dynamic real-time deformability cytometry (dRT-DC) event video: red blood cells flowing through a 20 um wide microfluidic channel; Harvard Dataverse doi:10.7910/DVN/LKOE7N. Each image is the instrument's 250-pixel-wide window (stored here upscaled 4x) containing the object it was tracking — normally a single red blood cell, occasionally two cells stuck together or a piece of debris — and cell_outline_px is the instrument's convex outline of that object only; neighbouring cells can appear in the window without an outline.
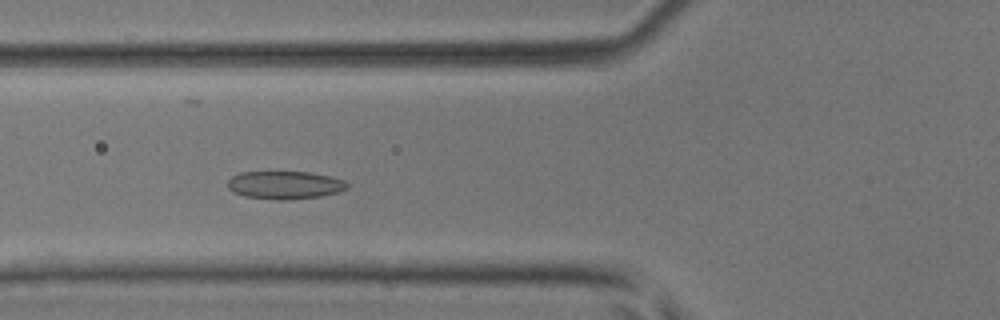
{"species": "common noctule bat (a hibernating species)", "species_latin": "Nyctalus noctula", "temperature_condition": "room temperature", "stored_images_in_passage": 48, "camera_frame_rate_fps": 3000, "um_per_image_px": 0.085, "animal": {"sex": "male", "body_mass_g": 17.9, "forearm_length_mm": 54.2}, "frame": {"image": 1, "passage_image": 17, "time_ms": 5.333, "image_size_px": [1000, 320], "cell_outline_px": [[348, 188], [336, 192], [320, 196], [288, 200], [276, 200], [244, 196], [232, 192], [228, 188], [228, 180], [232, 176], [240, 172], [312, 172], [344, 180], [348, 184]], "centroid_in_image_um": [24.18, 15.73], "position_along_channel_um": 101.6, "area_um2": 19.48}}
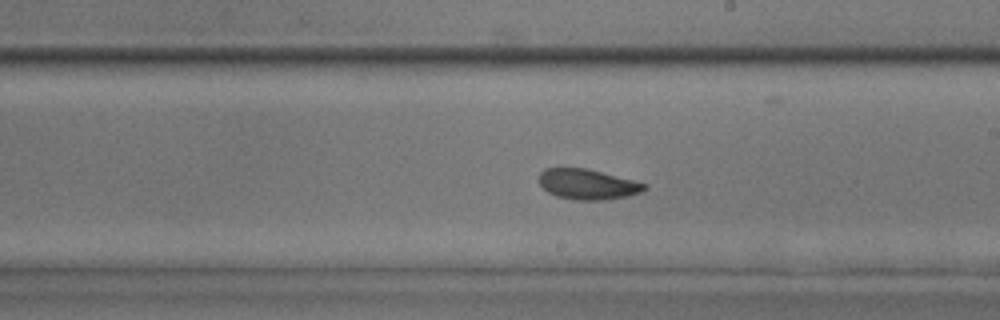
{"frame": {"image": 2, "passage_image": 27, "time_ms": 8.667, "image_size_px": [1000, 320], "cell_outline_px": [[648, 188], [640, 192], [628, 196], [600, 200], [576, 200], [556, 196], [548, 192], [540, 184], [540, 172], [544, 168], [584, 168], [648, 184]], "centroid_in_image_um": [49.94, 15.67], "position_along_channel_um": 239.1, "area_um2": 18.38}}
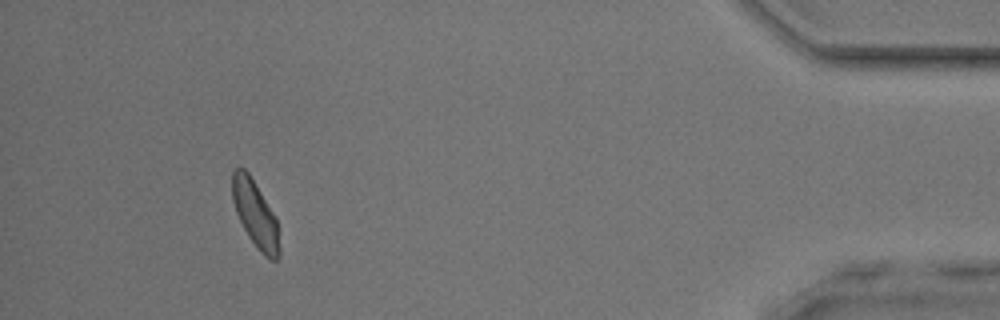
{"frame": {"image": 3, "passage_image": 44, "time_ms": 14.333, "image_size_px": [1000, 320], "cell_outline_px": [[280, 256], [276, 260], [272, 260], [264, 256], [260, 252], [248, 236], [236, 212], [232, 200], [232, 172], [236, 168], [244, 168], [248, 172], [272, 212], [276, 220], [280, 248]], "centroid_in_image_um": [21.69, 18.23], "position_along_channel_um": 413.5, "area_um2": 17.92}, "authors_computed_cell_mechanics": {"area_um2": 19.363, "velocity_mm_per_s": 4.1448, "shape_relaxation_time_tau1_ms": 3.083, "shape_relaxation_time_tau2_ms": 2.5061, "deformation_change_tau1": 0.0875, "deformation_change_tau2": 0.0772}}